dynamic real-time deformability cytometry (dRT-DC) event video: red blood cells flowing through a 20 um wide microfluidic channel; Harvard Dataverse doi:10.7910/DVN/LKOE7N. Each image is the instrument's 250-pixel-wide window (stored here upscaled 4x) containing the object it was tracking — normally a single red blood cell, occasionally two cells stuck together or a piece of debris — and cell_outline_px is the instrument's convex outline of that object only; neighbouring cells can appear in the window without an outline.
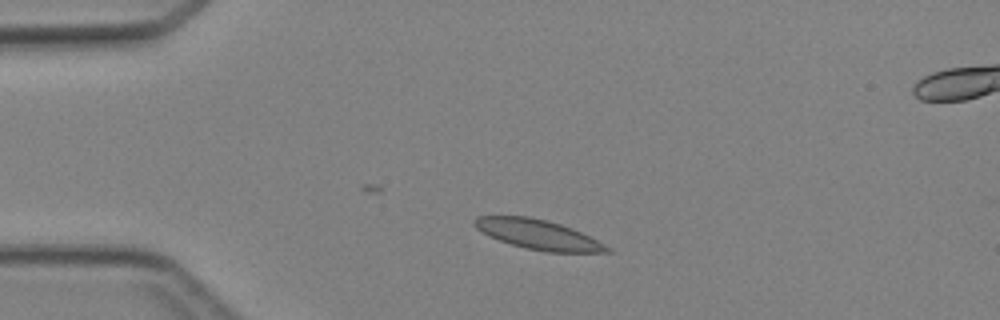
{"species": "Egyptian fruit bat (a non-hibernating species)", "species_latin": "Rousettus aegyptiacus", "temperature_condition": "cold", "stored_images_in_passage": 4, "segment_of_instrument_passage": [1, 2], "camera_frame_rate_fps": 3000, "um_per_image_px": 0.085, "animal": {"sex": "female"}, "frame": {"image": 1, "passage_image": 2, "time_ms": 1.333, "image_size_px": [1000, 320], "cell_outline_px": [[612, 252], [548, 252], [528, 248], [512, 244], [488, 236], [476, 228], [472, 224], [472, 220], [476, 216], [528, 216], [560, 224], [572, 228], [612, 248]], "centroid_in_image_um": [45.71, 19.92], "position_along_channel_um": 39.3, "area_um2": 22.66}}